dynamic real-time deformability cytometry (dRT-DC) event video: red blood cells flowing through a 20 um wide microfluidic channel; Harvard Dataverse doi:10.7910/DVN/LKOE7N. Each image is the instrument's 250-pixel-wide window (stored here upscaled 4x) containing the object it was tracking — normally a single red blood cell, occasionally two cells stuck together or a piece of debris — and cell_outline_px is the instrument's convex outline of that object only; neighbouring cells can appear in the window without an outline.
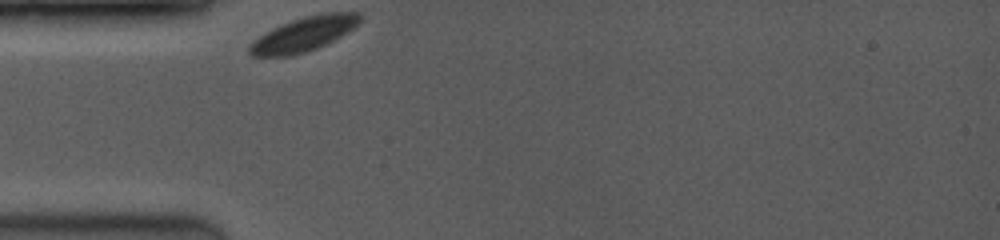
{"species": "common noctule bat (a hibernating species)", "species_latin": "Nyctalus noctula", "temperature_condition": "room temperature", "stored_images_in_passage": 1, "camera_frame_rate_fps": 3500, "um_per_image_px": 0.085, "animal": {"sex": "female", "body_mass_g": 19.0, "forearm_length_mm": 53.3}, "frame": {"image": 1, "passage_image": 1, "time_ms": 0.0, "image_size_px": [1000, 240], "cell_outline_px": [[360, 20], [348, 32], [316, 48], [292, 56], [252, 56], [248, 52], [248, 44], [272, 28], [280, 24], [304, 16], [324, 12], [360, 12]], "centroid_in_image_um": [25.78, 2.89], "position_along_channel_um": 59.2, "area_um2": 21.91}}